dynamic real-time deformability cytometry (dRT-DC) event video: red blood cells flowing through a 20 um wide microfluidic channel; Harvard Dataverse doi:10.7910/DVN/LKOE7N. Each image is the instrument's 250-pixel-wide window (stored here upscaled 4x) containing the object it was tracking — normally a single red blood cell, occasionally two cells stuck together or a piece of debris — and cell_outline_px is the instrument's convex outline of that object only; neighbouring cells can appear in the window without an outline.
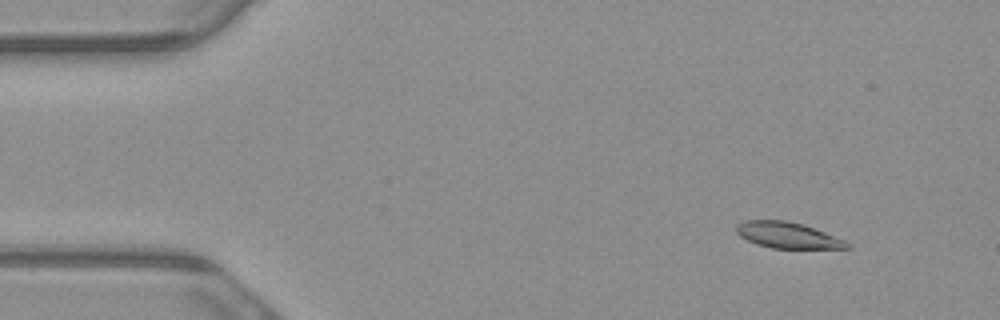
{"species": "common noctule bat (a hibernating species)", "species_latin": "Nyctalus noctula", "temperature_condition": "warm", "stored_images_in_passage": 8, "camera_frame_rate_fps": 3000, "um_per_image_px": 0.085, "animal": {"sex": "male", "body_mass_g": 23.1, "forearm_length_mm": 52.7}, "frame": {"image": 1, "passage_image": 1, "time_ms": 0.0, "image_size_px": [1000, 320], "cell_outline_px": [[852, 248], [772, 248], [756, 244], [740, 236], [736, 232], [736, 224], [744, 220], [788, 220], [804, 224], [844, 240]], "centroid_in_image_um": [66.9, 19.98], "position_along_channel_um": 18.1, "area_um2": 16.7}}
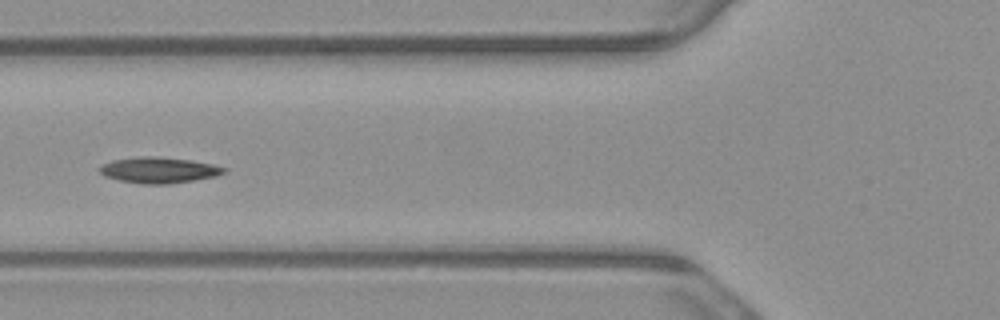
{"frame": {"image": 2, "passage_image": 5, "time_ms": 1.333, "image_size_px": [1000, 320], "cell_outline_px": [[228, 172], [216, 176], [168, 184], [140, 184], [120, 180], [104, 176], [100, 172], [100, 164], [112, 160], [140, 156], [156, 156], [192, 160], [212, 164], [228, 168]], "centroid_in_image_um": [13.51, 14.45], "position_along_channel_um": 112.3, "area_um2": 18.9}}
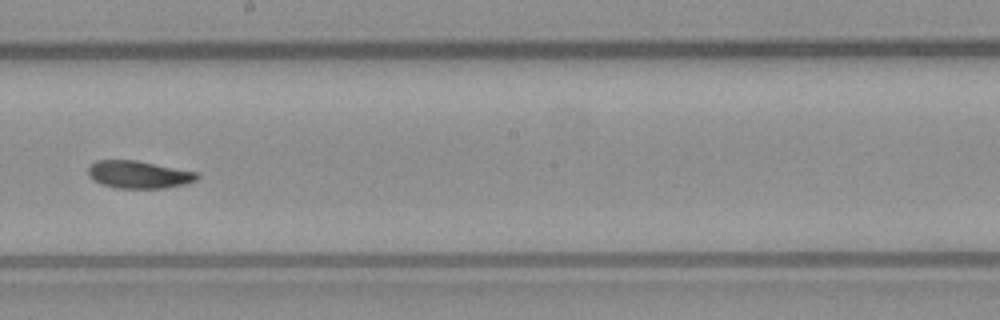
{"frame": {"image": 3, "passage_image": 8, "time_ms": 2.333, "image_size_px": [1000, 320], "cell_outline_px": [[200, 176], [196, 180], [184, 184], [164, 188], [116, 188], [100, 184], [92, 180], [88, 176], [88, 164], [96, 160], [136, 160], [200, 172]], "centroid_in_image_um": [11.77, 14.83], "position_along_channel_um": 236.4, "area_um2": 17.8}}